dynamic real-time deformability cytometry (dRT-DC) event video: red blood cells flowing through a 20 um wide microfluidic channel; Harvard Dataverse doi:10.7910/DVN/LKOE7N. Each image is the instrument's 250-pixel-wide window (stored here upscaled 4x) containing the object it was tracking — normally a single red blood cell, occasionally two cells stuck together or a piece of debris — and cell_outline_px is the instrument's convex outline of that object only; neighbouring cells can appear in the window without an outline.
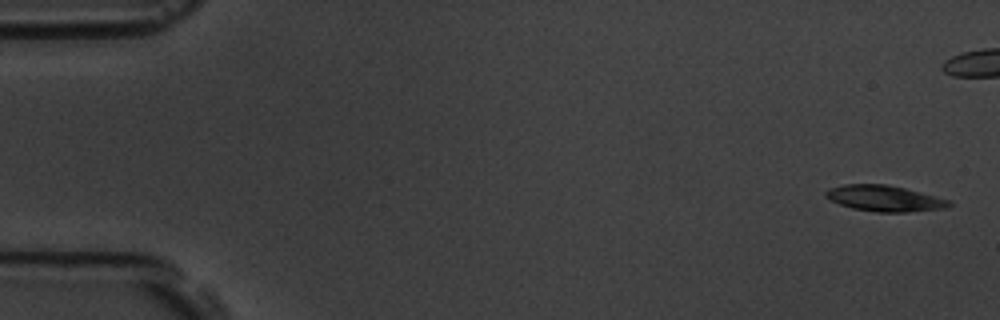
{"species": "common noctule bat (a hibernating species)", "species_latin": "Nyctalus noctula", "temperature_condition": "room temperature", "stored_images_in_passage": 6, "camera_frame_rate_fps": 3000, "um_per_image_px": 0.085, "animal": {"sex": "male", "body_mass_g": 19.5, "forearm_length_mm": 54.6}, "frame": {"image": 1, "passage_image": 1, "time_ms": 0.0, "image_size_px": [1000, 320], "cell_outline_px": [[952, 204], [948, 208], [904, 212], [876, 212], [852, 208], [840, 204], [824, 196], [824, 192], [828, 188], [844, 184], [888, 184], [920, 192], [948, 200]], "centroid_in_image_um": [75.15, 16.86], "position_along_channel_um": 9.9, "area_um2": 18.55}}
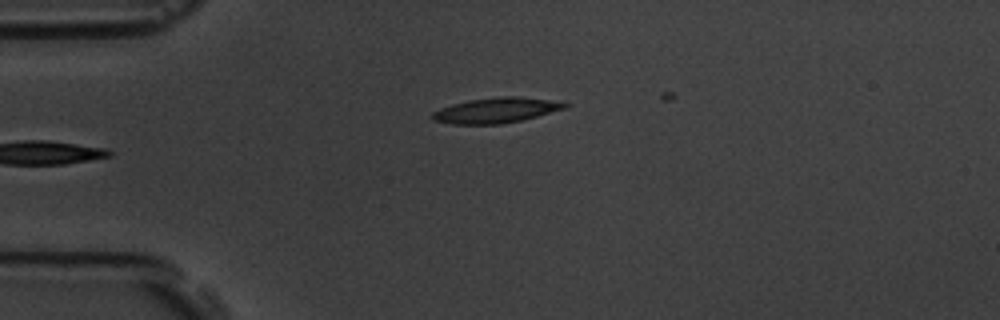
{"frame": {"image": 2, "passage_image": 6, "time_ms": 5.667, "image_size_px": [1000, 320], "cell_outline_px": [[568, 104], [564, 108], [536, 116], [520, 120], [500, 124], [452, 124], [432, 120], [432, 112], [440, 108], [452, 104], [468, 100], [500, 96], [516, 96], [548, 100]], "centroid_in_image_um": [42.07, 9.38], "position_along_channel_um": 42.9, "area_um2": 19.13}}